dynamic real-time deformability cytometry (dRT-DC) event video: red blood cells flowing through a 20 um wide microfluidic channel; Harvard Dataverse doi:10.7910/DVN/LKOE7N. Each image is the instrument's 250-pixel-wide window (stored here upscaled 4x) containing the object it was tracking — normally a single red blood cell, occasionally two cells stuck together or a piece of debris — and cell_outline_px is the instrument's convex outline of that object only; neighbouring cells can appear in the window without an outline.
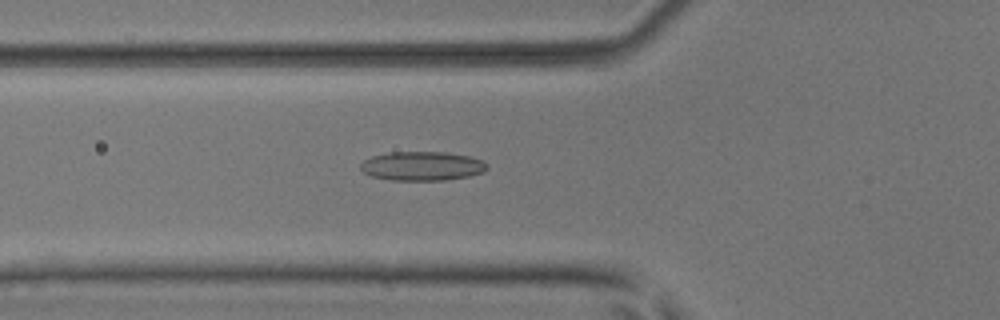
{"species": "common noctule bat (a hibernating species)", "species_latin": "Nyctalus noctula", "temperature_condition": "room temperature", "stored_images_in_passage": 52, "camera_frame_rate_fps": 3000, "um_per_image_px": 0.085, "animal": {"sex": "male", "body_mass_g": 17.9, "forearm_length_mm": 54.2}, "frame": {"image": 1, "passage_image": 18, "time_ms": 5.667, "image_size_px": [1000, 320], "cell_outline_px": [[488, 168], [484, 172], [468, 176], [444, 180], [392, 180], [372, 176], [364, 172], [360, 168], [360, 164], [364, 160], [372, 156], [388, 152], [444, 152], [468, 156], [480, 160], [488, 164]], "centroid_in_image_um": [35.87, 14.11], "position_along_channel_um": 89.9, "area_um2": 21.33}}
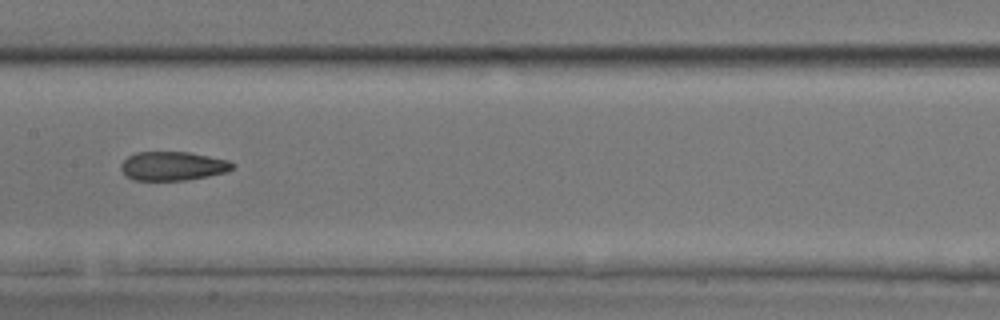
{"frame": {"image": 2, "passage_image": 26, "time_ms": 8.333, "image_size_px": [1000, 320], "cell_outline_px": [[236, 164], [228, 172], [208, 176], [184, 180], [132, 180], [120, 168], [120, 164], [128, 156], [136, 152], [188, 152], [228, 160]], "centroid_in_image_um": [14.69, 14.11], "position_along_channel_um": 192.7, "area_um2": 18.73}}
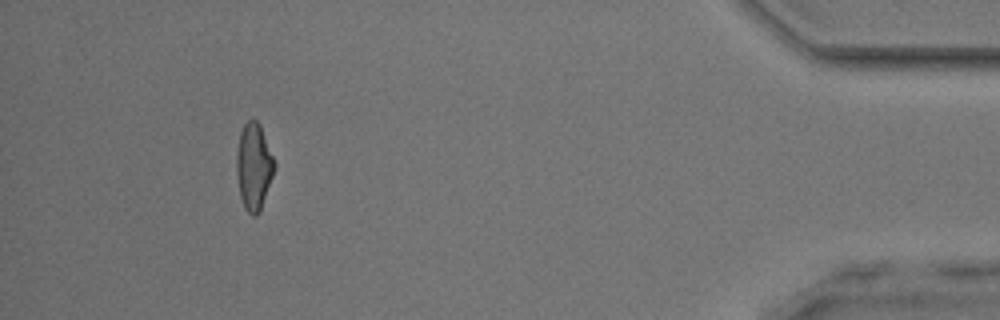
{"frame": {"image": 3, "passage_image": 48, "time_ms": 15.667, "image_size_px": [1000, 320], "cell_outline_px": [[276, 164], [260, 212], [256, 216], [252, 216], [244, 208], [240, 196], [236, 172], [236, 156], [240, 132], [244, 124], [248, 120], [256, 120], [260, 124]], "centroid_in_image_um": [21.56, 14.17], "position_along_channel_um": 413.6, "area_um2": 19.07}, "authors_computed_cell_mechanics": {"area_um2": 19.363, "velocity_mm_per_s": 3.8474, "shape_relaxation_time_tau1_ms": null, "shape_relaxation_time_tau2_ms": 2.1656, "deformation_change_tau1": null, "deformation_change_tau2": 0.0999}}